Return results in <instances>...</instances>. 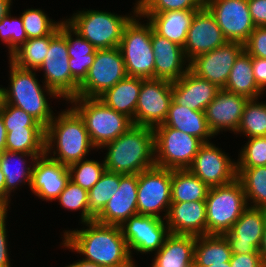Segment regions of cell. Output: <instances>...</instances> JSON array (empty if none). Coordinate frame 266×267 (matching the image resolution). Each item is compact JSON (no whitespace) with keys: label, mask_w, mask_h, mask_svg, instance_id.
I'll use <instances>...</instances> for the list:
<instances>
[{"label":"cell","mask_w":266,"mask_h":267,"mask_svg":"<svg viewBox=\"0 0 266 267\" xmlns=\"http://www.w3.org/2000/svg\"><path fill=\"white\" fill-rule=\"evenodd\" d=\"M69 102L83 118L91 142L97 151L108 142L117 139L133 125L129 117L109 108L99 98L75 97Z\"/></svg>","instance_id":"6"},{"label":"cell","mask_w":266,"mask_h":267,"mask_svg":"<svg viewBox=\"0 0 266 267\" xmlns=\"http://www.w3.org/2000/svg\"><path fill=\"white\" fill-rule=\"evenodd\" d=\"M172 170L153 166L138 174V214L166 219L171 204ZM164 211V217L160 212Z\"/></svg>","instance_id":"10"},{"label":"cell","mask_w":266,"mask_h":267,"mask_svg":"<svg viewBox=\"0 0 266 267\" xmlns=\"http://www.w3.org/2000/svg\"><path fill=\"white\" fill-rule=\"evenodd\" d=\"M45 136V154L63 165L86 159L88 152L96 149L83 118L72 106L53 117L45 128Z\"/></svg>","instance_id":"2"},{"label":"cell","mask_w":266,"mask_h":267,"mask_svg":"<svg viewBox=\"0 0 266 267\" xmlns=\"http://www.w3.org/2000/svg\"><path fill=\"white\" fill-rule=\"evenodd\" d=\"M0 209H5V176L0 169Z\"/></svg>","instance_id":"54"},{"label":"cell","mask_w":266,"mask_h":267,"mask_svg":"<svg viewBox=\"0 0 266 267\" xmlns=\"http://www.w3.org/2000/svg\"><path fill=\"white\" fill-rule=\"evenodd\" d=\"M227 41L215 17L204 6L197 10L193 16L183 47L184 55L190 61L200 54L222 46Z\"/></svg>","instance_id":"19"},{"label":"cell","mask_w":266,"mask_h":267,"mask_svg":"<svg viewBox=\"0 0 266 267\" xmlns=\"http://www.w3.org/2000/svg\"><path fill=\"white\" fill-rule=\"evenodd\" d=\"M236 169L248 206L266 208V166Z\"/></svg>","instance_id":"36"},{"label":"cell","mask_w":266,"mask_h":267,"mask_svg":"<svg viewBox=\"0 0 266 267\" xmlns=\"http://www.w3.org/2000/svg\"><path fill=\"white\" fill-rule=\"evenodd\" d=\"M142 78L127 76L98 98L109 108L134 119Z\"/></svg>","instance_id":"31"},{"label":"cell","mask_w":266,"mask_h":267,"mask_svg":"<svg viewBox=\"0 0 266 267\" xmlns=\"http://www.w3.org/2000/svg\"><path fill=\"white\" fill-rule=\"evenodd\" d=\"M165 220L172 234L207 235L205 201L171 203Z\"/></svg>","instance_id":"24"},{"label":"cell","mask_w":266,"mask_h":267,"mask_svg":"<svg viewBox=\"0 0 266 267\" xmlns=\"http://www.w3.org/2000/svg\"><path fill=\"white\" fill-rule=\"evenodd\" d=\"M27 157H29L28 160H31V162L27 161ZM37 158L38 157L34 154L23 152L5 150L0 153V169L5 176V209L10 208V194L11 192L14 193V190L17 189L19 185H25L27 183L30 188L33 166ZM15 160L19 161L18 164ZM28 163H30V165H28Z\"/></svg>","instance_id":"28"},{"label":"cell","mask_w":266,"mask_h":267,"mask_svg":"<svg viewBox=\"0 0 266 267\" xmlns=\"http://www.w3.org/2000/svg\"><path fill=\"white\" fill-rule=\"evenodd\" d=\"M8 209H0V267H11L6 229Z\"/></svg>","instance_id":"48"},{"label":"cell","mask_w":266,"mask_h":267,"mask_svg":"<svg viewBox=\"0 0 266 267\" xmlns=\"http://www.w3.org/2000/svg\"><path fill=\"white\" fill-rule=\"evenodd\" d=\"M85 228L65 230L62 245L84 256L82 260L102 267H137L118 225L96 221L82 223Z\"/></svg>","instance_id":"1"},{"label":"cell","mask_w":266,"mask_h":267,"mask_svg":"<svg viewBox=\"0 0 266 267\" xmlns=\"http://www.w3.org/2000/svg\"><path fill=\"white\" fill-rule=\"evenodd\" d=\"M157 127H172L195 136L204 143L210 142L209 140L215 136L208 126L204 111L192 110L177 104L174 100L170 104L164 123Z\"/></svg>","instance_id":"30"},{"label":"cell","mask_w":266,"mask_h":267,"mask_svg":"<svg viewBox=\"0 0 266 267\" xmlns=\"http://www.w3.org/2000/svg\"><path fill=\"white\" fill-rule=\"evenodd\" d=\"M59 204L70 211L81 210V223L94 221L88 213V191L69 180L56 199Z\"/></svg>","instance_id":"42"},{"label":"cell","mask_w":266,"mask_h":267,"mask_svg":"<svg viewBox=\"0 0 266 267\" xmlns=\"http://www.w3.org/2000/svg\"><path fill=\"white\" fill-rule=\"evenodd\" d=\"M70 180L89 191L106 171L104 160L83 159L68 166Z\"/></svg>","instance_id":"40"},{"label":"cell","mask_w":266,"mask_h":267,"mask_svg":"<svg viewBox=\"0 0 266 267\" xmlns=\"http://www.w3.org/2000/svg\"><path fill=\"white\" fill-rule=\"evenodd\" d=\"M239 153L236 168L266 166V136L251 137Z\"/></svg>","instance_id":"44"},{"label":"cell","mask_w":266,"mask_h":267,"mask_svg":"<svg viewBox=\"0 0 266 267\" xmlns=\"http://www.w3.org/2000/svg\"><path fill=\"white\" fill-rule=\"evenodd\" d=\"M207 267H231V264L229 261V262H223L222 264H213Z\"/></svg>","instance_id":"58"},{"label":"cell","mask_w":266,"mask_h":267,"mask_svg":"<svg viewBox=\"0 0 266 267\" xmlns=\"http://www.w3.org/2000/svg\"><path fill=\"white\" fill-rule=\"evenodd\" d=\"M224 90L244 96L247 99H258L264 92L255 82L252 70V56L243 50L230 70Z\"/></svg>","instance_id":"32"},{"label":"cell","mask_w":266,"mask_h":267,"mask_svg":"<svg viewBox=\"0 0 266 267\" xmlns=\"http://www.w3.org/2000/svg\"><path fill=\"white\" fill-rule=\"evenodd\" d=\"M220 90L215 84L188 70L178 81L172 82L173 100L196 111H204Z\"/></svg>","instance_id":"25"},{"label":"cell","mask_w":266,"mask_h":267,"mask_svg":"<svg viewBox=\"0 0 266 267\" xmlns=\"http://www.w3.org/2000/svg\"><path fill=\"white\" fill-rule=\"evenodd\" d=\"M188 170L209 188L231 183L237 178L236 161L211 142L200 147Z\"/></svg>","instance_id":"17"},{"label":"cell","mask_w":266,"mask_h":267,"mask_svg":"<svg viewBox=\"0 0 266 267\" xmlns=\"http://www.w3.org/2000/svg\"><path fill=\"white\" fill-rule=\"evenodd\" d=\"M154 129L132 125L114 141L100 149L105 153L104 164L107 171L127 174H139L155 166Z\"/></svg>","instance_id":"3"},{"label":"cell","mask_w":266,"mask_h":267,"mask_svg":"<svg viewBox=\"0 0 266 267\" xmlns=\"http://www.w3.org/2000/svg\"><path fill=\"white\" fill-rule=\"evenodd\" d=\"M209 187L188 169L172 170L171 203L205 201Z\"/></svg>","instance_id":"35"},{"label":"cell","mask_w":266,"mask_h":267,"mask_svg":"<svg viewBox=\"0 0 266 267\" xmlns=\"http://www.w3.org/2000/svg\"><path fill=\"white\" fill-rule=\"evenodd\" d=\"M165 221L163 218L137 214L120 226L131 256L132 250L151 254L161 248L170 234Z\"/></svg>","instance_id":"14"},{"label":"cell","mask_w":266,"mask_h":267,"mask_svg":"<svg viewBox=\"0 0 266 267\" xmlns=\"http://www.w3.org/2000/svg\"><path fill=\"white\" fill-rule=\"evenodd\" d=\"M138 174H127L120 178L118 191L104 206L94 221L105 225L121 226L128 218L138 214Z\"/></svg>","instance_id":"22"},{"label":"cell","mask_w":266,"mask_h":267,"mask_svg":"<svg viewBox=\"0 0 266 267\" xmlns=\"http://www.w3.org/2000/svg\"><path fill=\"white\" fill-rule=\"evenodd\" d=\"M252 70L258 87L263 92L266 91V58L252 56Z\"/></svg>","instance_id":"51"},{"label":"cell","mask_w":266,"mask_h":267,"mask_svg":"<svg viewBox=\"0 0 266 267\" xmlns=\"http://www.w3.org/2000/svg\"><path fill=\"white\" fill-rule=\"evenodd\" d=\"M154 144L156 166L183 170L191 166L204 142L172 127H155Z\"/></svg>","instance_id":"9"},{"label":"cell","mask_w":266,"mask_h":267,"mask_svg":"<svg viewBox=\"0 0 266 267\" xmlns=\"http://www.w3.org/2000/svg\"><path fill=\"white\" fill-rule=\"evenodd\" d=\"M151 45L155 59L154 79L176 82L189 70L183 47L160 36L153 28Z\"/></svg>","instance_id":"23"},{"label":"cell","mask_w":266,"mask_h":267,"mask_svg":"<svg viewBox=\"0 0 266 267\" xmlns=\"http://www.w3.org/2000/svg\"><path fill=\"white\" fill-rule=\"evenodd\" d=\"M207 235H224L248 207L242 184L231 183L211 187L205 199Z\"/></svg>","instance_id":"7"},{"label":"cell","mask_w":266,"mask_h":267,"mask_svg":"<svg viewBox=\"0 0 266 267\" xmlns=\"http://www.w3.org/2000/svg\"><path fill=\"white\" fill-rule=\"evenodd\" d=\"M130 15L86 9L74 13L66 22L97 50L119 47L123 31L137 14V3Z\"/></svg>","instance_id":"5"},{"label":"cell","mask_w":266,"mask_h":267,"mask_svg":"<svg viewBox=\"0 0 266 267\" xmlns=\"http://www.w3.org/2000/svg\"><path fill=\"white\" fill-rule=\"evenodd\" d=\"M6 136H7V132L4 126L1 113H0V153L6 150Z\"/></svg>","instance_id":"52"},{"label":"cell","mask_w":266,"mask_h":267,"mask_svg":"<svg viewBox=\"0 0 266 267\" xmlns=\"http://www.w3.org/2000/svg\"><path fill=\"white\" fill-rule=\"evenodd\" d=\"M0 113L6 132L18 129H45L35 118L16 106L4 103Z\"/></svg>","instance_id":"46"},{"label":"cell","mask_w":266,"mask_h":267,"mask_svg":"<svg viewBox=\"0 0 266 267\" xmlns=\"http://www.w3.org/2000/svg\"><path fill=\"white\" fill-rule=\"evenodd\" d=\"M172 100V82L142 78L133 125L152 129L162 125Z\"/></svg>","instance_id":"13"},{"label":"cell","mask_w":266,"mask_h":267,"mask_svg":"<svg viewBox=\"0 0 266 267\" xmlns=\"http://www.w3.org/2000/svg\"><path fill=\"white\" fill-rule=\"evenodd\" d=\"M266 225V208L248 206L231 230L224 234L232 254L259 253Z\"/></svg>","instance_id":"18"},{"label":"cell","mask_w":266,"mask_h":267,"mask_svg":"<svg viewBox=\"0 0 266 267\" xmlns=\"http://www.w3.org/2000/svg\"><path fill=\"white\" fill-rule=\"evenodd\" d=\"M69 180L68 166L44 154L35 160L30 190L40 199L56 201Z\"/></svg>","instance_id":"21"},{"label":"cell","mask_w":266,"mask_h":267,"mask_svg":"<svg viewBox=\"0 0 266 267\" xmlns=\"http://www.w3.org/2000/svg\"><path fill=\"white\" fill-rule=\"evenodd\" d=\"M224 37L228 41L245 43L255 25L247 0H205Z\"/></svg>","instance_id":"15"},{"label":"cell","mask_w":266,"mask_h":267,"mask_svg":"<svg viewBox=\"0 0 266 267\" xmlns=\"http://www.w3.org/2000/svg\"><path fill=\"white\" fill-rule=\"evenodd\" d=\"M259 253H260L262 260H263V263L266 267V225L264 227L262 242H261V245L259 248Z\"/></svg>","instance_id":"55"},{"label":"cell","mask_w":266,"mask_h":267,"mask_svg":"<svg viewBox=\"0 0 266 267\" xmlns=\"http://www.w3.org/2000/svg\"><path fill=\"white\" fill-rule=\"evenodd\" d=\"M21 16L12 17L11 12L0 21V40L9 48L10 55L27 40Z\"/></svg>","instance_id":"45"},{"label":"cell","mask_w":266,"mask_h":267,"mask_svg":"<svg viewBox=\"0 0 266 267\" xmlns=\"http://www.w3.org/2000/svg\"><path fill=\"white\" fill-rule=\"evenodd\" d=\"M45 129H18L7 132L6 150L41 157L45 154Z\"/></svg>","instance_id":"37"},{"label":"cell","mask_w":266,"mask_h":267,"mask_svg":"<svg viewBox=\"0 0 266 267\" xmlns=\"http://www.w3.org/2000/svg\"><path fill=\"white\" fill-rule=\"evenodd\" d=\"M255 27H266V0H247Z\"/></svg>","instance_id":"50"},{"label":"cell","mask_w":266,"mask_h":267,"mask_svg":"<svg viewBox=\"0 0 266 267\" xmlns=\"http://www.w3.org/2000/svg\"><path fill=\"white\" fill-rule=\"evenodd\" d=\"M59 33V26L41 38L27 39L9 55V61L21 69L37 70L47 55L50 41Z\"/></svg>","instance_id":"34"},{"label":"cell","mask_w":266,"mask_h":267,"mask_svg":"<svg viewBox=\"0 0 266 267\" xmlns=\"http://www.w3.org/2000/svg\"><path fill=\"white\" fill-rule=\"evenodd\" d=\"M248 100L244 96L220 89L204 110L208 126L213 134L217 135L223 130L236 134Z\"/></svg>","instance_id":"20"},{"label":"cell","mask_w":266,"mask_h":267,"mask_svg":"<svg viewBox=\"0 0 266 267\" xmlns=\"http://www.w3.org/2000/svg\"><path fill=\"white\" fill-rule=\"evenodd\" d=\"M141 18L137 13L125 26L119 48L129 77L154 79L152 25Z\"/></svg>","instance_id":"8"},{"label":"cell","mask_w":266,"mask_h":267,"mask_svg":"<svg viewBox=\"0 0 266 267\" xmlns=\"http://www.w3.org/2000/svg\"><path fill=\"white\" fill-rule=\"evenodd\" d=\"M127 76L119 47L96 49L94 62L86 78L79 85L76 97L98 98Z\"/></svg>","instance_id":"11"},{"label":"cell","mask_w":266,"mask_h":267,"mask_svg":"<svg viewBox=\"0 0 266 267\" xmlns=\"http://www.w3.org/2000/svg\"><path fill=\"white\" fill-rule=\"evenodd\" d=\"M12 0H0V21L11 12Z\"/></svg>","instance_id":"53"},{"label":"cell","mask_w":266,"mask_h":267,"mask_svg":"<svg viewBox=\"0 0 266 267\" xmlns=\"http://www.w3.org/2000/svg\"><path fill=\"white\" fill-rule=\"evenodd\" d=\"M23 27L28 39L50 35L63 21L54 22L41 9H26L21 14Z\"/></svg>","instance_id":"41"},{"label":"cell","mask_w":266,"mask_h":267,"mask_svg":"<svg viewBox=\"0 0 266 267\" xmlns=\"http://www.w3.org/2000/svg\"><path fill=\"white\" fill-rule=\"evenodd\" d=\"M8 62L10 85L4 87L5 103L23 109L46 128L54 117L46 97L61 98L44 83L43 87L40 85L36 70L21 69Z\"/></svg>","instance_id":"4"},{"label":"cell","mask_w":266,"mask_h":267,"mask_svg":"<svg viewBox=\"0 0 266 267\" xmlns=\"http://www.w3.org/2000/svg\"><path fill=\"white\" fill-rule=\"evenodd\" d=\"M195 236L170 233L154 253L151 267H194Z\"/></svg>","instance_id":"27"},{"label":"cell","mask_w":266,"mask_h":267,"mask_svg":"<svg viewBox=\"0 0 266 267\" xmlns=\"http://www.w3.org/2000/svg\"><path fill=\"white\" fill-rule=\"evenodd\" d=\"M243 50V43L227 41L222 46L191 59L189 70L218 88L224 89L230 70Z\"/></svg>","instance_id":"16"},{"label":"cell","mask_w":266,"mask_h":267,"mask_svg":"<svg viewBox=\"0 0 266 267\" xmlns=\"http://www.w3.org/2000/svg\"><path fill=\"white\" fill-rule=\"evenodd\" d=\"M65 267H102V266L80 259L78 261L76 260L74 263Z\"/></svg>","instance_id":"56"},{"label":"cell","mask_w":266,"mask_h":267,"mask_svg":"<svg viewBox=\"0 0 266 267\" xmlns=\"http://www.w3.org/2000/svg\"><path fill=\"white\" fill-rule=\"evenodd\" d=\"M197 10L166 11L156 14H139L146 18L153 30L162 37L184 47L187 32Z\"/></svg>","instance_id":"29"},{"label":"cell","mask_w":266,"mask_h":267,"mask_svg":"<svg viewBox=\"0 0 266 267\" xmlns=\"http://www.w3.org/2000/svg\"><path fill=\"white\" fill-rule=\"evenodd\" d=\"M124 174L105 171L99 181L88 191V213L95 219L118 191Z\"/></svg>","instance_id":"38"},{"label":"cell","mask_w":266,"mask_h":267,"mask_svg":"<svg viewBox=\"0 0 266 267\" xmlns=\"http://www.w3.org/2000/svg\"><path fill=\"white\" fill-rule=\"evenodd\" d=\"M59 32L67 41L68 56L70 57L69 67L72 77L81 84L94 62L96 48L75 31L65 20L59 25Z\"/></svg>","instance_id":"26"},{"label":"cell","mask_w":266,"mask_h":267,"mask_svg":"<svg viewBox=\"0 0 266 267\" xmlns=\"http://www.w3.org/2000/svg\"><path fill=\"white\" fill-rule=\"evenodd\" d=\"M259 99H249L236 133L248 138L266 136V102Z\"/></svg>","instance_id":"39"},{"label":"cell","mask_w":266,"mask_h":267,"mask_svg":"<svg viewBox=\"0 0 266 267\" xmlns=\"http://www.w3.org/2000/svg\"><path fill=\"white\" fill-rule=\"evenodd\" d=\"M138 14H156L166 11L199 10L205 0H137Z\"/></svg>","instance_id":"43"},{"label":"cell","mask_w":266,"mask_h":267,"mask_svg":"<svg viewBox=\"0 0 266 267\" xmlns=\"http://www.w3.org/2000/svg\"><path fill=\"white\" fill-rule=\"evenodd\" d=\"M244 50L253 57L266 58V27H255L249 39L244 43Z\"/></svg>","instance_id":"47"},{"label":"cell","mask_w":266,"mask_h":267,"mask_svg":"<svg viewBox=\"0 0 266 267\" xmlns=\"http://www.w3.org/2000/svg\"><path fill=\"white\" fill-rule=\"evenodd\" d=\"M66 38L59 32L51 41L43 63L36 72H44L45 85L66 102L78 94L79 83L72 77L69 67Z\"/></svg>","instance_id":"12"},{"label":"cell","mask_w":266,"mask_h":267,"mask_svg":"<svg viewBox=\"0 0 266 267\" xmlns=\"http://www.w3.org/2000/svg\"><path fill=\"white\" fill-rule=\"evenodd\" d=\"M5 103V97H4V87H0V112L3 109Z\"/></svg>","instance_id":"57"},{"label":"cell","mask_w":266,"mask_h":267,"mask_svg":"<svg viewBox=\"0 0 266 267\" xmlns=\"http://www.w3.org/2000/svg\"><path fill=\"white\" fill-rule=\"evenodd\" d=\"M232 251L224 235L195 236L194 267H207L229 262Z\"/></svg>","instance_id":"33"},{"label":"cell","mask_w":266,"mask_h":267,"mask_svg":"<svg viewBox=\"0 0 266 267\" xmlns=\"http://www.w3.org/2000/svg\"><path fill=\"white\" fill-rule=\"evenodd\" d=\"M231 267H265L260 253L232 254Z\"/></svg>","instance_id":"49"}]
</instances>
